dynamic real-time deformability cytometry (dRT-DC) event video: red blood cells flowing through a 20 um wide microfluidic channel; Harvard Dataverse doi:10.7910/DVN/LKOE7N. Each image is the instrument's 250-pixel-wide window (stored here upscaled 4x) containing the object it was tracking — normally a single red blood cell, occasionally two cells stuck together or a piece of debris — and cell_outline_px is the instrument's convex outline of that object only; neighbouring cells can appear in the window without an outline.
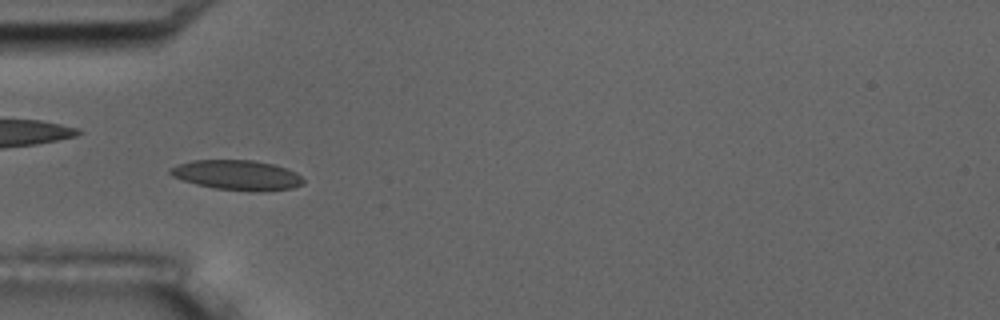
{"species": "common noctule bat (a hibernating species)", "species_latin": "Nyctalus noctula", "temperature_condition": "room temperature", "stored_images_in_passage": 9, "camera_frame_rate_fps": 3000, "um_per_image_px": 0.085, "animal": {"sex": "male", "body_mass_g": 17.5, "forearm_length_mm": 52.3}, "frame": {"image": 1, "passage_image": 4, "time_ms": 3.333, "image_size_px": [1000, 320], "cell_outline_px": [[304, 184], [292, 188], [260, 192], [248, 192], [216, 188], [196, 184], [172, 176], [168, 172], [168, 168], [176, 164], [192, 160], [252, 160], [272, 164], [288, 168], [296, 172], [304, 180]], "centroid_in_image_um": [20.16, 14.88], "position_along_channel_um": 64.8, "area_um2": 23.47}}
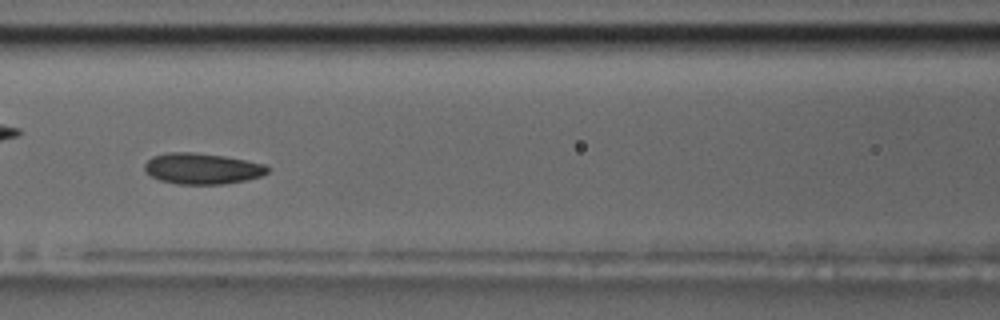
{"frame": {"image": 2, "passage_image": 6, "time_ms": 5.667, "image_size_px": [1000, 320], "cell_outline_px": [[268, 172], [260, 176], [244, 180], [224, 184], [176, 184], [160, 180], [152, 176], [144, 168], [144, 164], [152, 156], [168, 152], [196, 152], [224, 156], [264, 164], [268, 168]], "centroid_in_image_um": [17.15, 14.32], "position_along_channel_um": 149.4, "area_um2": 22.02}}
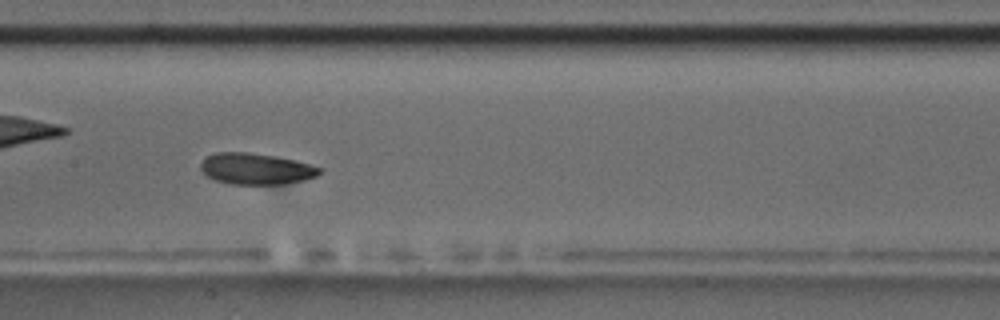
{"frame": {"image": 3, "passage_image": 7, "time_ms": 6.667, "image_size_px": [1000, 320], "cell_outline_px": [[324, 168], [316, 176], [304, 180], [284, 184], [232, 184], [216, 180], [208, 176], [200, 168], [200, 164], [208, 156], [216, 152], [248, 152], [276, 156]], "centroid_in_image_um": [21.77, 14.35], "position_along_channel_um": 185.6, "area_um2": 21.44}}